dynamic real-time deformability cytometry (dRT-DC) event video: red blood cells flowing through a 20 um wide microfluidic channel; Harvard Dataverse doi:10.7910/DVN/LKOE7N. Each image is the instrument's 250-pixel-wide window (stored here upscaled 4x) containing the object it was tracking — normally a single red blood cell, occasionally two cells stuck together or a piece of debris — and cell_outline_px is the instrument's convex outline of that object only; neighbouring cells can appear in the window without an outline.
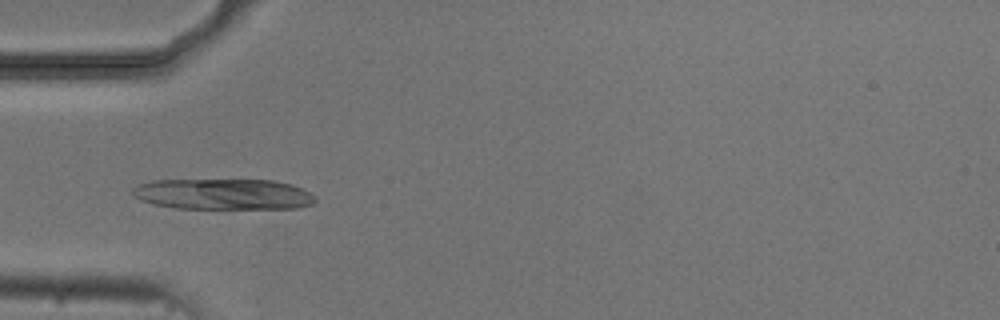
{"species": "common noctule bat (a hibernating species)", "species_latin": "Nyctalus noctula", "temperature_condition": "cold", "stored_images_in_passage": 6, "camera_frame_rate_fps": 3000, "um_per_image_px": 0.085, "animal": {"sex": "male", "body_mass_g": 20.5, "forearm_length_mm": 52.5}, "frame": {"image": 1, "passage_image": 4, "time_ms": 4.333, "image_size_px": [1000, 320], "cell_outline_px": [[316, 200], [312, 204], [300, 208], [176, 208], [152, 204], [140, 200], [132, 196], [132, 188], [136, 184], [152, 180], [272, 180], [292, 184], [308, 192]], "centroid_in_image_um": [18.9, 16.5], "position_along_channel_um": 66.1, "area_um2": 32.89}}